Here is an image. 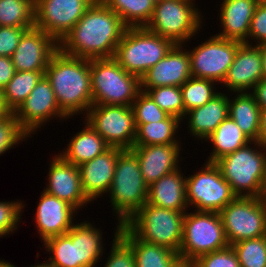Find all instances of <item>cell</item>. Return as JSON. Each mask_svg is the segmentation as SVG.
Wrapping results in <instances>:
<instances>
[{
	"instance_id": "cell-1",
	"label": "cell",
	"mask_w": 266,
	"mask_h": 267,
	"mask_svg": "<svg viewBox=\"0 0 266 267\" xmlns=\"http://www.w3.org/2000/svg\"><path fill=\"white\" fill-rule=\"evenodd\" d=\"M126 28L114 11L101 0H95L59 42V49L86 59L114 58Z\"/></svg>"
},
{
	"instance_id": "cell-2",
	"label": "cell",
	"mask_w": 266,
	"mask_h": 267,
	"mask_svg": "<svg viewBox=\"0 0 266 267\" xmlns=\"http://www.w3.org/2000/svg\"><path fill=\"white\" fill-rule=\"evenodd\" d=\"M44 75L53 88L59 108L69 119L88 113L93 105L90 59L70 56L58 49L51 56Z\"/></svg>"
},
{
	"instance_id": "cell-3",
	"label": "cell",
	"mask_w": 266,
	"mask_h": 267,
	"mask_svg": "<svg viewBox=\"0 0 266 267\" xmlns=\"http://www.w3.org/2000/svg\"><path fill=\"white\" fill-rule=\"evenodd\" d=\"M214 163L237 196H261L266 179V147L259 141H251Z\"/></svg>"
},
{
	"instance_id": "cell-4",
	"label": "cell",
	"mask_w": 266,
	"mask_h": 267,
	"mask_svg": "<svg viewBox=\"0 0 266 267\" xmlns=\"http://www.w3.org/2000/svg\"><path fill=\"white\" fill-rule=\"evenodd\" d=\"M117 223L123 225L146 202L148 185L142 176L139 159L131 149H124L118 155L115 173L108 191Z\"/></svg>"
},
{
	"instance_id": "cell-5",
	"label": "cell",
	"mask_w": 266,
	"mask_h": 267,
	"mask_svg": "<svg viewBox=\"0 0 266 267\" xmlns=\"http://www.w3.org/2000/svg\"><path fill=\"white\" fill-rule=\"evenodd\" d=\"M93 104L131 106L141 91L140 78L114 58L90 59Z\"/></svg>"
},
{
	"instance_id": "cell-6",
	"label": "cell",
	"mask_w": 266,
	"mask_h": 267,
	"mask_svg": "<svg viewBox=\"0 0 266 267\" xmlns=\"http://www.w3.org/2000/svg\"><path fill=\"white\" fill-rule=\"evenodd\" d=\"M185 212L145 203L124 225L137 238L179 253Z\"/></svg>"
},
{
	"instance_id": "cell-7",
	"label": "cell",
	"mask_w": 266,
	"mask_h": 267,
	"mask_svg": "<svg viewBox=\"0 0 266 267\" xmlns=\"http://www.w3.org/2000/svg\"><path fill=\"white\" fill-rule=\"evenodd\" d=\"M175 44L145 27L126 28L114 59L128 73L141 77L160 61Z\"/></svg>"
},
{
	"instance_id": "cell-8",
	"label": "cell",
	"mask_w": 266,
	"mask_h": 267,
	"mask_svg": "<svg viewBox=\"0 0 266 267\" xmlns=\"http://www.w3.org/2000/svg\"><path fill=\"white\" fill-rule=\"evenodd\" d=\"M195 2V0H164L155 3L153 15L145 28L170 39L174 44L191 41L190 39L200 32L204 20Z\"/></svg>"
},
{
	"instance_id": "cell-9",
	"label": "cell",
	"mask_w": 266,
	"mask_h": 267,
	"mask_svg": "<svg viewBox=\"0 0 266 267\" xmlns=\"http://www.w3.org/2000/svg\"><path fill=\"white\" fill-rule=\"evenodd\" d=\"M229 246L218 212L186 211L179 258L193 262L198 257Z\"/></svg>"
},
{
	"instance_id": "cell-10",
	"label": "cell",
	"mask_w": 266,
	"mask_h": 267,
	"mask_svg": "<svg viewBox=\"0 0 266 267\" xmlns=\"http://www.w3.org/2000/svg\"><path fill=\"white\" fill-rule=\"evenodd\" d=\"M206 163V164H205ZM196 173L186 177V200L195 211L220 212L237 195L214 162H205Z\"/></svg>"
},
{
	"instance_id": "cell-11",
	"label": "cell",
	"mask_w": 266,
	"mask_h": 267,
	"mask_svg": "<svg viewBox=\"0 0 266 267\" xmlns=\"http://www.w3.org/2000/svg\"><path fill=\"white\" fill-rule=\"evenodd\" d=\"M219 215L229 245L266 235V206L260 197L237 196Z\"/></svg>"
},
{
	"instance_id": "cell-12",
	"label": "cell",
	"mask_w": 266,
	"mask_h": 267,
	"mask_svg": "<svg viewBox=\"0 0 266 267\" xmlns=\"http://www.w3.org/2000/svg\"><path fill=\"white\" fill-rule=\"evenodd\" d=\"M83 119L110 147L133 148L136 124L131 106L93 104Z\"/></svg>"
},
{
	"instance_id": "cell-13",
	"label": "cell",
	"mask_w": 266,
	"mask_h": 267,
	"mask_svg": "<svg viewBox=\"0 0 266 267\" xmlns=\"http://www.w3.org/2000/svg\"><path fill=\"white\" fill-rule=\"evenodd\" d=\"M241 44L240 41L212 35L189 49L192 77L208 79L221 85Z\"/></svg>"
},
{
	"instance_id": "cell-14",
	"label": "cell",
	"mask_w": 266,
	"mask_h": 267,
	"mask_svg": "<svg viewBox=\"0 0 266 267\" xmlns=\"http://www.w3.org/2000/svg\"><path fill=\"white\" fill-rule=\"evenodd\" d=\"M13 113L20 128L30 138L32 134H37L36 132L40 131L38 129H42L49 120L56 117V120L58 118L62 122L69 118L59 108L53 88L45 75Z\"/></svg>"
},
{
	"instance_id": "cell-15",
	"label": "cell",
	"mask_w": 266,
	"mask_h": 267,
	"mask_svg": "<svg viewBox=\"0 0 266 267\" xmlns=\"http://www.w3.org/2000/svg\"><path fill=\"white\" fill-rule=\"evenodd\" d=\"M95 0H34L35 27L58 43L83 17Z\"/></svg>"
},
{
	"instance_id": "cell-16",
	"label": "cell",
	"mask_w": 266,
	"mask_h": 267,
	"mask_svg": "<svg viewBox=\"0 0 266 267\" xmlns=\"http://www.w3.org/2000/svg\"><path fill=\"white\" fill-rule=\"evenodd\" d=\"M59 43L42 29H27L11 55L15 71H45Z\"/></svg>"
},
{
	"instance_id": "cell-17",
	"label": "cell",
	"mask_w": 266,
	"mask_h": 267,
	"mask_svg": "<svg viewBox=\"0 0 266 267\" xmlns=\"http://www.w3.org/2000/svg\"><path fill=\"white\" fill-rule=\"evenodd\" d=\"M52 158L46 179L48 183L43 190L66 201L77 210H82L90 201L82 190L78 166L66 161L59 152Z\"/></svg>"
},
{
	"instance_id": "cell-18",
	"label": "cell",
	"mask_w": 266,
	"mask_h": 267,
	"mask_svg": "<svg viewBox=\"0 0 266 267\" xmlns=\"http://www.w3.org/2000/svg\"><path fill=\"white\" fill-rule=\"evenodd\" d=\"M186 46V43L175 44L141 77V88L181 87L192 76L190 56Z\"/></svg>"
},
{
	"instance_id": "cell-19",
	"label": "cell",
	"mask_w": 266,
	"mask_h": 267,
	"mask_svg": "<svg viewBox=\"0 0 266 267\" xmlns=\"http://www.w3.org/2000/svg\"><path fill=\"white\" fill-rule=\"evenodd\" d=\"M76 208L66 201L45 191L40 193L39 202L35 211V224L41 241L66 234L74 225Z\"/></svg>"
},
{
	"instance_id": "cell-20",
	"label": "cell",
	"mask_w": 266,
	"mask_h": 267,
	"mask_svg": "<svg viewBox=\"0 0 266 267\" xmlns=\"http://www.w3.org/2000/svg\"><path fill=\"white\" fill-rule=\"evenodd\" d=\"M263 79L262 55L258 46L242 43L234 56L222 86L228 92H250Z\"/></svg>"
},
{
	"instance_id": "cell-21",
	"label": "cell",
	"mask_w": 266,
	"mask_h": 267,
	"mask_svg": "<svg viewBox=\"0 0 266 267\" xmlns=\"http://www.w3.org/2000/svg\"><path fill=\"white\" fill-rule=\"evenodd\" d=\"M123 149L110 147L103 154L78 166L81 186L90 202L108 195L115 173L118 155Z\"/></svg>"
},
{
	"instance_id": "cell-22",
	"label": "cell",
	"mask_w": 266,
	"mask_h": 267,
	"mask_svg": "<svg viewBox=\"0 0 266 267\" xmlns=\"http://www.w3.org/2000/svg\"><path fill=\"white\" fill-rule=\"evenodd\" d=\"M181 146V144L133 146L131 150L139 159L140 170L148 186L180 168L179 161L184 158L180 156L182 155L180 151H183Z\"/></svg>"
},
{
	"instance_id": "cell-23",
	"label": "cell",
	"mask_w": 266,
	"mask_h": 267,
	"mask_svg": "<svg viewBox=\"0 0 266 267\" xmlns=\"http://www.w3.org/2000/svg\"><path fill=\"white\" fill-rule=\"evenodd\" d=\"M228 110L229 95L219 91L205 105L185 113L183 120H188V134L195 137L194 139L204 141L228 117Z\"/></svg>"
},
{
	"instance_id": "cell-24",
	"label": "cell",
	"mask_w": 266,
	"mask_h": 267,
	"mask_svg": "<svg viewBox=\"0 0 266 267\" xmlns=\"http://www.w3.org/2000/svg\"><path fill=\"white\" fill-rule=\"evenodd\" d=\"M256 6L257 0H222L219 10L222 31L215 35L244 43Z\"/></svg>"
},
{
	"instance_id": "cell-25",
	"label": "cell",
	"mask_w": 266,
	"mask_h": 267,
	"mask_svg": "<svg viewBox=\"0 0 266 267\" xmlns=\"http://www.w3.org/2000/svg\"><path fill=\"white\" fill-rule=\"evenodd\" d=\"M182 168L164 175L148 186L147 204L174 211H189L186 200V176Z\"/></svg>"
},
{
	"instance_id": "cell-26",
	"label": "cell",
	"mask_w": 266,
	"mask_h": 267,
	"mask_svg": "<svg viewBox=\"0 0 266 267\" xmlns=\"http://www.w3.org/2000/svg\"><path fill=\"white\" fill-rule=\"evenodd\" d=\"M118 235L133 249L136 267H172L180 260L178 252L137 238L124 224Z\"/></svg>"
},
{
	"instance_id": "cell-27",
	"label": "cell",
	"mask_w": 266,
	"mask_h": 267,
	"mask_svg": "<svg viewBox=\"0 0 266 267\" xmlns=\"http://www.w3.org/2000/svg\"><path fill=\"white\" fill-rule=\"evenodd\" d=\"M83 124H85L83 129L76 135L74 134L66 149L59 153L66 161L75 166L94 159L110 148L86 120L83 121Z\"/></svg>"
},
{
	"instance_id": "cell-28",
	"label": "cell",
	"mask_w": 266,
	"mask_h": 267,
	"mask_svg": "<svg viewBox=\"0 0 266 267\" xmlns=\"http://www.w3.org/2000/svg\"><path fill=\"white\" fill-rule=\"evenodd\" d=\"M238 94V95H237ZM229 95L228 116L251 141L259 140L261 108L250 92L236 93L232 98Z\"/></svg>"
},
{
	"instance_id": "cell-29",
	"label": "cell",
	"mask_w": 266,
	"mask_h": 267,
	"mask_svg": "<svg viewBox=\"0 0 266 267\" xmlns=\"http://www.w3.org/2000/svg\"><path fill=\"white\" fill-rule=\"evenodd\" d=\"M204 141L210 142L213 145L212 152L209 153L210 156L206 159L207 162H215L222 156L235 152L251 142L229 116Z\"/></svg>"
},
{
	"instance_id": "cell-30",
	"label": "cell",
	"mask_w": 266,
	"mask_h": 267,
	"mask_svg": "<svg viewBox=\"0 0 266 267\" xmlns=\"http://www.w3.org/2000/svg\"><path fill=\"white\" fill-rule=\"evenodd\" d=\"M182 120L169 115L165 120L136 124V136L133 146L182 144L178 140V130ZM177 137V138H176Z\"/></svg>"
},
{
	"instance_id": "cell-31",
	"label": "cell",
	"mask_w": 266,
	"mask_h": 267,
	"mask_svg": "<svg viewBox=\"0 0 266 267\" xmlns=\"http://www.w3.org/2000/svg\"><path fill=\"white\" fill-rule=\"evenodd\" d=\"M89 221L77 223L78 267H96L104 250L103 232Z\"/></svg>"
},
{
	"instance_id": "cell-32",
	"label": "cell",
	"mask_w": 266,
	"mask_h": 267,
	"mask_svg": "<svg viewBox=\"0 0 266 267\" xmlns=\"http://www.w3.org/2000/svg\"><path fill=\"white\" fill-rule=\"evenodd\" d=\"M44 249L49 253L48 262L55 267H78L77 222L64 235L47 239Z\"/></svg>"
},
{
	"instance_id": "cell-33",
	"label": "cell",
	"mask_w": 266,
	"mask_h": 267,
	"mask_svg": "<svg viewBox=\"0 0 266 267\" xmlns=\"http://www.w3.org/2000/svg\"><path fill=\"white\" fill-rule=\"evenodd\" d=\"M127 28L146 27L155 7L153 0H101Z\"/></svg>"
},
{
	"instance_id": "cell-34",
	"label": "cell",
	"mask_w": 266,
	"mask_h": 267,
	"mask_svg": "<svg viewBox=\"0 0 266 267\" xmlns=\"http://www.w3.org/2000/svg\"><path fill=\"white\" fill-rule=\"evenodd\" d=\"M44 74L45 71H15L3 89L5 102L12 112L26 100Z\"/></svg>"
},
{
	"instance_id": "cell-35",
	"label": "cell",
	"mask_w": 266,
	"mask_h": 267,
	"mask_svg": "<svg viewBox=\"0 0 266 267\" xmlns=\"http://www.w3.org/2000/svg\"><path fill=\"white\" fill-rule=\"evenodd\" d=\"M0 26L35 27L34 0H0Z\"/></svg>"
},
{
	"instance_id": "cell-36",
	"label": "cell",
	"mask_w": 266,
	"mask_h": 267,
	"mask_svg": "<svg viewBox=\"0 0 266 267\" xmlns=\"http://www.w3.org/2000/svg\"><path fill=\"white\" fill-rule=\"evenodd\" d=\"M216 82L190 77L182 86V100L185 108V113L192 109L201 107L209 102L219 92L216 91Z\"/></svg>"
},
{
	"instance_id": "cell-37",
	"label": "cell",
	"mask_w": 266,
	"mask_h": 267,
	"mask_svg": "<svg viewBox=\"0 0 266 267\" xmlns=\"http://www.w3.org/2000/svg\"><path fill=\"white\" fill-rule=\"evenodd\" d=\"M154 102L167 114L182 120L185 115V108L182 100L181 87L160 86L156 88H141Z\"/></svg>"
},
{
	"instance_id": "cell-38",
	"label": "cell",
	"mask_w": 266,
	"mask_h": 267,
	"mask_svg": "<svg viewBox=\"0 0 266 267\" xmlns=\"http://www.w3.org/2000/svg\"><path fill=\"white\" fill-rule=\"evenodd\" d=\"M231 246L241 267H266V235L236 242Z\"/></svg>"
},
{
	"instance_id": "cell-39",
	"label": "cell",
	"mask_w": 266,
	"mask_h": 267,
	"mask_svg": "<svg viewBox=\"0 0 266 267\" xmlns=\"http://www.w3.org/2000/svg\"><path fill=\"white\" fill-rule=\"evenodd\" d=\"M135 124H147L165 120L169 114L163 111L144 91H140L131 105Z\"/></svg>"
},
{
	"instance_id": "cell-40",
	"label": "cell",
	"mask_w": 266,
	"mask_h": 267,
	"mask_svg": "<svg viewBox=\"0 0 266 267\" xmlns=\"http://www.w3.org/2000/svg\"><path fill=\"white\" fill-rule=\"evenodd\" d=\"M30 137L20 128L14 113L0 117V156Z\"/></svg>"
},
{
	"instance_id": "cell-41",
	"label": "cell",
	"mask_w": 266,
	"mask_h": 267,
	"mask_svg": "<svg viewBox=\"0 0 266 267\" xmlns=\"http://www.w3.org/2000/svg\"><path fill=\"white\" fill-rule=\"evenodd\" d=\"M120 226L116 224L112 247L104 267H136L133 249L118 235Z\"/></svg>"
},
{
	"instance_id": "cell-42",
	"label": "cell",
	"mask_w": 266,
	"mask_h": 267,
	"mask_svg": "<svg viewBox=\"0 0 266 267\" xmlns=\"http://www.w3.org/2000/svg\"><path fill=\"white\" fill-rule=\"evenodd\" d=\"M16 201H0V238L12 235L17 230L25 204Z\"/></svg>"
},
{
	"instance_id": "cell-43",
	"label": "cell",
	"mask_w": 266,
	"mask_h": 267,
	"mask_svg": "<svg viewBox=\"0 0 266 267\" xmlns=\"http://www.w3.org/2000/svg\"><path fill=\"white\" fill-rule=\"evenodd\" d=\"M195 267H241L231 245L202 255L193 261Z\"/></svg>"
},
{
	"instance_id": "cell-44",
	"label": "cell",
	"mask_w": 266,
	"mask_h": 267,
	"mask_svg": "<svg viewBox=\"0 0 266 267\" xmlns=\"http://www.w3.org/2000/svg\"><path fill=\"white\" fill-rule=\"evenodd\" d=\"M251 40H254L255 42ZM253 42L255 44H253ZM244 43L248 45H253V46H258V45L266 43V7L265 6L257 4L254 15L251 19L248 39Z\"/></svg>"
},
{
	"instance_id": "cell-45",
	"label": "cell",
	"mask_w": 266,
	"mask_h": 267,
	"mask_svg": "<svg viewBox=\"0 0 266 267\" xmlns=\"http://www.w3.org/2000/svg\"><path fill=\"white\" fill-rule=\"evenodd\" d=\"M27 29L29 28L0 26V56L11 57Z\"/></svg>"
},
{
	"instance_id": "cell-46",
	"label": "cell",
	"mask_w": 266,
	"mask_h": 267,
	"mask_svg": "<svg viewBox=\"0 0 266 267\" xmlns=\"http://www.w3.org/2000/svg\"><path fill=\"white\" fill-rule=\"evenodd\" d=\"M15 68L11 57L0 56V89H4L13 78Z\"/></svg>"
},
{
	"instance_id": "cell-47",
	"label": "cell",
	"mask_w": 266,
	"mask_h": 267,
	"mask_svg": "<svg viewBox=\"0 0 266 267\" xmlns=\"http://www.w3.org/2000/svg\"><path fill=\"white\" fill-rule=\"evenodd\" d=\"M261 110L266 109V80L261 79L250 91Z\"/></svg>"
},
{
	"instance_id": "cell-48",
	"label": "cell",
	"mask_w": 266,
	"mask_h": 267,
	"mask_svg": "<svg viewBox=\"0 0 266 267\" xmlns=\"http://www.w3.org/2000/svg\"><path fill=\"white\" fill-rule=\"evenodd\" d=\"M266 147V109L261 110L259 140Z\"/></svg>"
},
{
	"instance_id": "cell-49",
	"label": "cell",
	"mask_w": 266,
	"mask_h": 267,
	"mask_svg": "<svg viewBox=\"0 0 266 267\" xmlns=\"http://www.w3.org/2000/svg\"><path fill=\"white\" fill-rule=\"evenodd\" d=\"M13 113L7 106L4 98V91L0 89V117Z\"/></svg>"
},
{
	"instance_id": "cell-50",
	"label": "cell",
	"mask_w": 266,
	"mask_h": 267,
	"mask_svg": "<svg viewBox=\"0 0 266 267\" xmlns=\"http://www.w3.org/2000/svg\"><path fill=\"white\" fill-rule=\"evenodd\" d=\"M262 55V69H263V79L266 80V43L258 45Z\"/></svg>"
},
{
	"instance_id": "cell-51",
	"label": "cell",
	"mask_w": 266,
	"mask_h": 267,
	"mask_svg": "<svg viewBox=\"0 0 266 267\" xmlns=\"http://www.w3.org/2000/svg\"><path fill=\"white\" fill-rule=\"evenodd\" d=\"M172 267H195L194 262L180 259Z\"/></svg>"
},
{
	"instance_id": "cell-52",
	"label": "cell",
	"mask_w": 266,
	"mask_h": 267,
	"mask_svg": "<svg viewBox=\"0 0 266 267\" xmlns=\"http://www.w3.org/2000/svg\"><path fill=\"white\" fill-rule=\"evenodd\" d=\"M260 199H261L262 203L266 206V179H265L264 184H263V189H262Z\"/></svg>"
},
{
	"instance_id": "cell-53",
	"label": "cell",
	"mask_w": 266,
	"mask_h": 267,
	"mask_svg": "<svg viewBox=\"0 0 266 267\" xmlns=\"http://www.w3.org/2000/svg\"><path fill=\"white\" fill-rule=\"evenodd\" d=\"M29 267H55L54 265L50 264L47 260L43 261L42 263H36L35 265H31Z\"/></svg>"
},
{
	"instance_id": "cell-54",
	"label": "cell",
	"mask_w": 266,
	"mask_h": 267,
	"mask_svg": "<svg viewBox=\"0 0 266 267\" xmlns=\"http://www.w3.org/2000/svg\"><path fill=\"white\" fill-rule=\"evenodd\" d=\"M0 267H17V266L14 265V263L12 264L11 262L5 261L4 259L0 258Z\"/></svg>"
},
{
	"instance_id": "cell-55",
	"label": "cell",
	"mask_w": 266,
	"mask_h": 267,
	"mask_svg": "<svg viewBox=\"0 0 266 267\" xmlns=\"http://www.w3.org/2000/svg\"><path fill=\"white\" fill-rule=\"evenodd\" d=\"M257 4L265 6L266 7V0H257Z\"/></svg>"
},
{
	"instance_id": "cell-56",
	"label": "cell",
	"mask_w": 266,
	"mask_h": 267,
	"mask_svg": "<svg viewBox=\"0 0 266 267\" xmlns=\"http://www.w3.org/2000/svg\"><path fill=\"white\" fill-rule=\"evenodd\" d=\"M155 3H158V2H161V1H164V0H153Z\"/></svg>"
}]
</instances>
